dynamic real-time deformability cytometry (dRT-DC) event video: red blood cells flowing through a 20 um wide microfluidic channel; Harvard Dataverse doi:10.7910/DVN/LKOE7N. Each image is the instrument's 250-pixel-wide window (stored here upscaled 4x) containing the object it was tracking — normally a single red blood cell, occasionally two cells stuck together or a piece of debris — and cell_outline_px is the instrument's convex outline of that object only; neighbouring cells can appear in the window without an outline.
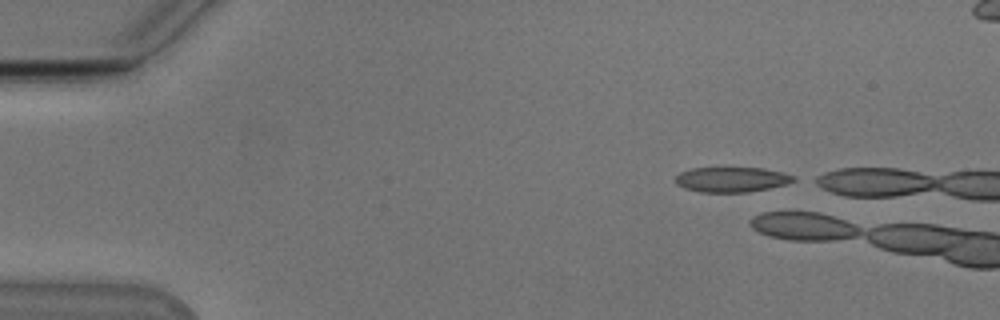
{"species": "Egyptian fruit bat (a non-hibernating species)", "species_latin": "Rousettus aegyptiacus", "temperature_condition": "cold", "stored_images_in_passage": 3, "camera_frame_rate_fps": 3000, "um_per_image_px": 0.085, "animal": {"sex": "male"}, "frame": {"image": 1, "passage_image": 1, "time_ms": 0.0, "image_size_px": [1000, 320], "cell_outline_px": [[796, 180], [788, 184], [748, 192], [700, 192], [684, 188], [676, 184], [676, 176], [680, 172], [692, 168], [764, 168], [796, 176]], "centroid_in_image_um": [62.2, 15.26], "position_along_channel_um": 22.8, "area_um2": 17.22}}